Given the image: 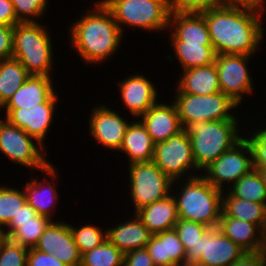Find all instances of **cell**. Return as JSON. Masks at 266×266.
<instances>
[{"instance_id":"obj_1","label":"cell","mask_w":266,"mask_h":266,"mask_svg":"<svg viewBox=\"0 0 266 266\" xmlns=\"http://www.w3.org/2000/svg\"><path fill=\"white\" fill-rule=\"evenodd\" d=\"M264 11L242 5H219L201 11L216 54L254 56L265 39L261 23Z\"/></svg>"},{"instance_id":"obj_2","label":"cell","mask_w":266,"mask_h":266,"mask_svg":"<svg viewBox=\"0 0 266 266\" xmlns=\"http://www.w3.org/2000/svg\"><path fill=\"white\" fill-rule=\"evenodd\" d=\"M93 11L84 12L67 29L70 32L72 49L77 50L83 62L87 64L104 63L118 51L122 43V34L111 11L101 0L94 3Z\"/></svg>"},{"instance_id":"obj_3","label":"cell","mask_w":266,"mask_h":266,"mask_svg":"<svg viewBox=\"0 0 266 266\" xmlns=\"http://www.w3.org/2000/svg\"><path fill=\"white\" fill-rule=\"evenodd\" d=\"M186 179V183L181 182L182 185L178 186L179 190L175 187L176 193L172 195L176 202L178 218L198 222L209 228L218 227L223 191L213 187L201 173Z\"/></svg>"},{"instance_id":"obj_4","label":"cell","mask_w":266,"mask_h":266,"mask_svg":"<svg viewBox=\"0 0 266 266\" xmlns=\"http://www.w3.org/2000/svg\"><path fill=\"white\" fill-rule=\"evenodd\" d=\"M40 22L18 23L13 31V56L30 75L53 77V45L50 32Z\"/></svg>"},{"instance_id":"obj_5","label":"cell","mask_w":266,"mask_h":266,"mask_svg":"<svg viewBox=\"0 0 266 266\" xmlns=\"http://www.w3.org/2000/svg\"><path fill=\"white\" fill-rule=\"evenodd\" d=\"M238 121L197 122L187 129L195 164L200 171L246 137L239 134Z\"/></svg>"},{"instance_id":"obj_6","label":"cell","mask_w":266,"mask_h":266,"mask_svg":"<svg viewBox=\"0 0 266 266\" xmlns=\"http://www.w3.org/2000/svg\"><path fill=\"white\" fill-rule=\"evenodd\" d=\"M111 11L122 34L125 26L146 31L168 30V0H101Z\"/></svg>"},{"instance_id":"obj_7","label":"cell","mask_w":266,"mask_h":266,"mask_svg":"<svg viewBox=\"0 0 266 266\" xmlns=\"http://www.w3.org/2000/svg\"><path fill=\"white\" fill-rule=\"evenodd\" d=\"M175 89L177 94L175 92L172 100L177 107L183 129H188L197 122L238 119L230 112L235 111L239 104L221 91L210 95H193Z\"/></svg>"},{"instance_id":"obj_8","label":"cell","mask_w":266,"mask_h":266,"mask_svg":"<svg viewBox=\"0 0 266 266\" xmlns=\"http://www.w3.org/2000/svg\"><path fill=\"white\" fill-rule=\"evenodd\" d=\"M130 199L134 212L141 207L169 196L174 188L172 181L153 162L132 163L128 165Z\"/></svg>"},{"instance_id":"obj_9","label":"cell","mask_w":266,"mask_h":266,"mask_svg":"<svg viewBox=\"0 0 266 266\" xmlns=\"http://www.w3.org/2000/svg\"><path fill=\"white\" fill-rule=\"evenodd\" d=\"M152 161L172 181H175V185H180L178 179H183L184 176L187 177L186 175L192 178L199 176L194 172L199 171L198 173H200V170L195 164L191 140L187 129H183L166 141L155 143Z\"/></svg>"},{"instance_id":"obj_10","label":"cell","mask_w":266,"mask_h":266,"mask_svg":"<svg viewBox=\"0 0 266 266\" xmlns=\"http://www.w3.org/2000/svg\"><path fill=\"white\" fill-rule=\"evenodd\" d=\"M44 148L23 129L5 118L0 119V151L10 162L32 170H43L51 164L44 158L47 154Z\"/></svg>"},{"instance_id":"obj_11","label":"cell","mask_w":266,"mask_h":266,"mask_svg":"<svg viewBox=\"0 0 266 266\" xmlns=\"http://www.w3.org/2000/svg\"><path fill=\"white\" fill-rule=\"evenodd\" d=\"M253 168V151L248 140L243 137L204 168L201 173L213 187L224 191L225 187L228 186V190L230 185L232 186Z\"/></svg>"},{"instance_id":"obj_12","label":"cell","mask_w":266,"mask_h":266,"mask_svg":"<svg viewBox=\"0 0 266 266\" xmlns=\"http://www.w3.org/2000/svg\"><path fill=\"white\" fill-rule=\"evenodd\" d=\"M252 56L243 54H216L215 67L220 90L241 105L243 97L253 93V79L248 69ZM245 94V95H244Z\"/></svg>"},{"instance_id":"obj_13","label":"cell","mask_w":266,"mask_h":266,"mask_svg":"<svg viewBox=\"0 0 266 266\" xmlns=\"http://www.w3.org/2000/svg\"><path fill=\"white\" fill-rule=\"evenodd\" d=\"M57 92L43 104L35 105L33 108H5L4 118L11 124L23 129L31 137L44 145L45 137L48 136L50 125L53 122L55 109H57Z\"/></svg>"},{"instance_id":"obj_14","label":"cell","mask_w":266,"mask_h":266,"mask_svg":"<svg viewBox=\"0 0 266 266\" xmlns=\"http://www.w3.org/2000/svg\"><path fill=\"white\" fill-rule=\"evenodd\" d=\"M245 250L226 237L217 227L209 228L196 244L195 264L230 266Z\"/></svg>"},{"instance_id":"obj_15","label":"cell","mask_w":266,"mask_h":266,"mask_svg":"<svg viewBox=\"0 0 266 266\" xmlns=\"http://www.w3.org/2000/svg\"><path fill=\"white\" fill-rule=\"evenodd\" d=\"M35 248L46 254H53L66 266L81 264V255L67 222L52 221L40 236Z\"/></svg>"},{"instance_id":"obj_16","label":"cell","mask_w":266,"mask_h":266,"mask_svg":"<svg viewBox=\"0 0 266 266\" xmlns=\"http://www.w3.org/2000/svg\"><path fill=\"white\" fill-rule=\"evenodd\" d=\"M89 115L90 135L107 149L118 151L130 121L103 104L95 106Z\"/></svg>"},{"instance_id":"obj_17","label":"cell","mask_w":266,"mask_h":266,"mask_svg":"<svg viewBox=\"0 0 266 266\" xmlns=\"http://www.w3.org/2000/svg\"><path fill=\"white\" fill-rule=\"evenodd\" d=\"M130 76L118 82L120 98L125 108L138 119L158 102L159 94L150 78L138 73Z\"/></svg>"},{"instance_id":"obj_18","label":"cell","mask_w":266,"mask_h":266,"mask_svg":"<svg viewBox=\"0 0 266 266\" xmlns=\"http://www.w3.org/2000/svg\"><path fill=\"white\" fill-rule=\"evenodd\" d=\"M170 103L157 102L140 117L154 143L166 141L183 130L177 107L173 101Z\"/></svg>"},{"instance_id":"obj_19","label":"cell","mask_w":266,"mask_h":266,"mask_svg":"<svg viewBox=\"0 0 266 266\" xmlns=\"http://www.w3.org/2000/svg\"><path fill=\"white\" fill-rule=\"evenodd\" d=\"M41 172L45 175L43 177V182L38 181V178H31L30 182H27L26 186H22L24 188V192L26 195V202L37 212L38 215L49 218L54 221L52 217H54L53 209L56 203L59 200L57 189L55 184L51 183L48 180L47 175L51 177L53 181L55 178L57 179V174L55 167L53 164L48 165L45 169L41 170ZM45 177V178H44ZM53 208V209H52Z\"/></svg>"},{"instance_id":"obj_20","label":"cell","mask_w":266,"mask_h":266,"mask_svg":"<svg viewBox=\"0 0 266 266\" xmlns=\"http://www.w3.org/2000/svg\"><path fill=\"white\" fill-rule=\"evenodd\" d=\"M168 26L171 41L212 45L207 22L200 12L171 13Z\"/></svg>"},{"instance_id":"obj_21","label":"cell","mask_w":266,"mask_h":266,"mask_svg":"<svg viewBox=\"0 0 266 266\" xmlns=\"http://www.w3.org/2000/svg\"><path fill=\"white\" fill-rule=\"evenodd\" d=\"M146 249L155 266H178L186 263V250L174 228L151 235Z\"/></svg>"},{"instance_id":"obj_22","label":"cell","mask_w":266,"mask_h":266,"mask_svg":"<svg viewBox=\"0 0 266 266\" xmlns=\"http://www.w3.org/2000/svg\"><path fill=\"white\" fill-rule=\"evenodd\" d=\"M217 228L245 251H260L266 247V234L250 222L228 217L221 212Z\"/></svg>"},{"instance_id":"obj_23","label":"cell","mask_w":266,"mask_h":266,"mask_svg":"<svg viewBox=\"0 0 266 266\" xmlns=\"http://www.w3.org/2000/svg\"><path fill=\"white\" fill-rule=\"evenodd\" d=\"M53 79L45 75H30L1 108H33L46 103L55 93Z\"/></svg>"},{"instance_id":"obj_24","label":"cell","mask_w":266,"mask_h":266,"mask_svg":"<svg viewBox=\"0 0 266 266\" xmlns=\"http://www.w3.org/2000/svg\"><path fill=\"white\" fill-rule=\"evenodd\" d=\"M128 219L107 229V239L123 254L146 248L152 235L136 214Z\"/></svg>"},{"instance_id":"obj_25","label":"cell","mask_w":266,"mask_h":266,"mask_svg":"<svg viewBox=\"0 0 266 266\" xmlns=\"http://www.w3.org/2000/svg\"><path fill=\"white\" fill-rule=\"evenodd\" d=\"M152 235L173 229L178 222L174 197L171 195L141 207L135 213Z\"/></svg>"},{"instance_id":"obj_26","label":"cell","mask_w":266,"mask_h":266,"mask_svg":"<svg viewBox=\"0 0 266 266\" xmlns=\"http://www.w3.org/2000/svg\"><path fill=\"white\" fill-rule=\"evenodd\" d=\"M137 120L131 121L127 126L122 145L118 150L128 157L129 163L127 165L153 160L155 143L152 141L145 125L139 118Z\"/></svg>"},{"instance_id":"obj_27","label":"cell","mask_w":266,"mask_h":266,"mask_svg":"<svg viewBox=\"0 0 266 266\" xmlns=\"http://www.w3.org/2000/svg\"><path fill=\"white\" fill-rule=\"evenodd\" d=\"M178 81L176 88L184 94L210 95L221 91L215 63L184 70Z\"/></svg>"},{"instance_id":"obj_28","label":"cell","mask_w":266,"mask_h":266,"mask_svg":"<svg viewBox=\"0 0 266 266\" xmlns=\"http://www.w3.org/2000/svg\"><path fill=\"white\" fill-rule=\"evenodd\" d=\"M225 191L222 194V212L228 217L255 224L266 234V203L243 200Z\"/></svg>"},{"instance_id":"obj_29","label":"cell","mask_w":266,"mask_h":266,"mask_svg":"<svg viewBox=\"0 0 266 266\" xmlns=\"http://www.w3.org/2000/svg\"><path fill=\"white\" fill-rule=\"evenodd\" d=\"M51 222L52 220L41 215H37L32 220L10 221L3 233L12 242L31 249L36 247L40 236Z\"/></svg>"},{"instance_id":"obj_30","label":"cell","mask_w":266,"mask_h":266,"mask_svg":"<svg viewBox=\"0 0 266 266\" xmlns=\"http://www.w3.org/2000/svg\"><path fill=\"white\" fill-rule=\"evenodd\" d=\"M173 53H175L182 71L210 65L215 63L216 52L212 45H202V43H187L184 41H171L170 42Z\"/></svg>"},{"instance_id":"obj_31","label":"cell","mask_w":266,"mask_h":266,"mask_svg":"<svg viewBox=\"0 0 266 266\" xmlns=\"http://www.w3.org/2000/svg\"><path fill=\"white\" fill-rule=\"evenodd\" d=\"M30 76L16 59L0 60V109Z\"/></svg>"},{"instance_id":"obj_32","label":"cell","mask_w":266,"mask_h":266,"mask_svg":"<svg viewBox=\"0 0 266 266\" xmlns=\"http://www.w3.org/2000/svg\"><path fill=\"white\" fill-rule=\"evenodd\" d=\"M228 191L243 200L266 203V188L256 168L236 181Z\"/></svg>"},{"instance_id":"obj_33","label":"cell","mask_w":266,"mask_h":266,"mask_svg":"<svg viewBox=\"0 0 266 266\" xmlns=\"http://www.w3.org/2000/svg\"><path fill=\"white\" fill-rule=\"evenodd\" d=\"M124 254L108 239L81 255L80 266H123Z\"/></svg>"},{"instance_id":"obj_34","label":"cell","mask_w":266,"mask_h":266,"mask_svg":"<svg viewBox=\"0 0 266 266\" xmlns=\"http://www.w3.org/2000/svg\"><path fill=\"white\" fill-rule=\"evenodd\" d=\"M26 203L25 192L0 184V230H4Z\"/></svg>"},{"instance_id":"obj_35","label":"cell","mask_w":266,"mask_h":266,"mask_svg":"<svg viewBox=\"0 0 266 266\" xmlns=\"http://www.w3.org/2000/svg\"><path fill=\"white\" fill-rule=\"evenodd\" d=\"M174 229L186 250V263L195 264L196 244L209 227L198 222L179 218Z\"/></svg>"},{"instance_id":"obj_36","label":"cell","mask_w":266,"mask_h":266,"mask_svg":"<svg viewBox=\"0 0 266 266\" xmlns=\"http://www.w3.org/2000/svg\"><path fill=\"white\" fill-rule=\"evenodd\" d=\"M70 229L80 255L93 250L107 239V229L105 228L103 232L93 224L80 225L79 228L70 224Z\"/></svg>"},{"instance_id":"obj_37","label":"cell","mask_w":266,"mask_h":266,"mask_svg":"<svg viewBox=\"0 0 266 266\" xmlns=\"http://www.w3.org/2000/svg\"><path fill=\"white\" fill-rule=\"evenodd\" d=\"M20 23L40 22L49 6V0H11ZM36 19V20H35Z\"/></svg>"},{"instance_id":"obj_38","label":"cell","mask_w":266,"mask_h":266,"mask_svg":"<svg viewBox=\"0 0 266 266\" xmlns=\"http://www.w3.org/2000/svg\"><path fill=\"white\" fill-rule=\"evenodd\" d=\"M28 251L5 237L0 245V266H26Z\"/></svg>"},{"instance_id":"obj_39","label":"cell","mask_w":266,"mask_h":266,"mask_svg":"<svg viewBox=\"0 0 266 266\" xmlns=\"http://www.w3.org/2000/svg\"><path fill=\"white\" fill-rule=\"evenodd\" d=\"M261 128L248 133L247 138L253 151V167L257 170L266 169V127Z\"/></svg>"},{"instance_id":"obj_40","label":"cell","mask_w":266,"mask_h":266,"mask_svg":"<svg viewBox=\"0 0 266 266\" xmlns=\"http://www.w3.org/2000/svg\"><path fill=\"white\" fill-rule=\"evenodd\" d=\"M219 5L220 0H168L170 13L201 12Z\"/></svg>"},{"instance_id":"obj_41","label":"cell","mask_w":266,"mask_h":266,"mask_svg":"<svg viewBox=\"0 0 266 266\" xmlns=\"http://www.w3.org/2000/svg\"><path fill=\"white\" fill-rule=\"evenodd\" d=\"M26 266H66L53 254H46L36 248H31L27 254Z\"/></svg>"},{"instance_id":"obj_42","label":"cell","mask_w":266,"mask_h":266,"mask_svg":"<svg viewBox=\"0 0 266 266\" xmlns=\"http://www.w3.org/2000/svg\"><path fill=\"white\" fill-rule=\"evenodd\" d=\"M14 26L0 24V60L10 59L13 56Z\"/></svg>"},{"instance_id":"obj_43","label":"cell","mask_w":266,"mask_h":266,"mask_svg":"<svg viewBox=\"0 0 266 266\" xmlns=\"http://www.w3.org/2000/svg\"><path fill=\"white\" fill-rule=\"evenodd\" d=\"M123 266H155L146 248L135 249L124 254Z\"/></svg>"},{"instance_id":"obj_44","label":"cell","mask_w":266,"mask_h":266,"mask_svg":"<svg viewBox=\"0 0 266 266\" xmlns=\"http://www.w3.org/2000/svg\"><path fill=\"white\" fill-rule=\"evenodd\" d=\"M20 23L17 20L14 6L11 0H0V24L15 26Z\"/></svg>"},{"instance_id":"obj_45","label":"cell","mask_w":266,"mask_h":266,"mask_svg":"<svg viewBox=\"0 0 266 266\" xmlns=\"http://www.w3.org/2000/svg\"><path fill=\"white\" fill-rule=\"evenodd\" d=\"M230 266H263L262 250L245 251Z\"/></svg>"},{"instance_id":"obj_46","label":"cell","mask_w":266,"mask_h":266,"mask_svg":"<svg viewBox=\"0 0 266 266\" xmlns=\"http://www.w3.org/2000/svg\"><path fill=\"white\" fill-rule=\"evenodd\" d=\"M265 0H220V5H242L254 8L266 9Z\"/></svg>"},{"instance_id":"obj_47","label":"cell","mask_w":266,"mask_h":266,"mask_svg":"<svg viewBox=\"0 0 266 266\" xmlns=\"http://www.w3.org/2000/svg\"><path fill=\"white\" fill-rule=\"evenodd\" d=\"M37 212L26 202L16 217H13L11 221H26L32 220L37 216Z\"/></svg>"},{"instance_id":"obj_48","label":"cell","mask_w":266,"mask_h":266,"mask_svg":"<svg viewBox=\"0 0 266 266\" xmlns=\"http://www.w3.org/2000/svg\"><path fill=\"white\" fill-rule=\"evenodd\" d=\"M258 172L260 173L261 179H262L263 184L266 188V169L265 170H258Z\"/></svg>"},{"instance_id":"obj_49","label":"cell","mask_w":266,"mask_h":266,"mask_svg":"<svg viewBox=\"0 0 266 266\" xmlns=\"http://www.w3.org/2000/svg\"><path fill=\"white\" fill-rule=\"evenodd\" d=\"M262 262L263 266H266V247L262 250Z\"/></svg>"},{"instance_id":"obj_50","label":"cell","mask_w":266,"mask_h":266,"mask_svg":"<svg viewBox=\"0 0 266 266\" xmlns=\"http://www.w3.org/2000/svg\"><path fill=\"white\" fill-rule=\"evenodd\" d=\"M5 239V235L3 233V230H0V245L2 243V241Z\"/></svg>"},{"instance_id":"obj_51","label":"cell","mask_w":266,"mask_h":266,"mask_svg":"<svg viewBox=\"0 0 266 266\" xmlns=\"http://www.w3.org/2000/svg\"><path fill=\"white\" fill-rule=\"evenodd\" d=\"M178 266H199L198 264H194V263H184L182 265H178Z\"/></svg>"}]
</instances>
